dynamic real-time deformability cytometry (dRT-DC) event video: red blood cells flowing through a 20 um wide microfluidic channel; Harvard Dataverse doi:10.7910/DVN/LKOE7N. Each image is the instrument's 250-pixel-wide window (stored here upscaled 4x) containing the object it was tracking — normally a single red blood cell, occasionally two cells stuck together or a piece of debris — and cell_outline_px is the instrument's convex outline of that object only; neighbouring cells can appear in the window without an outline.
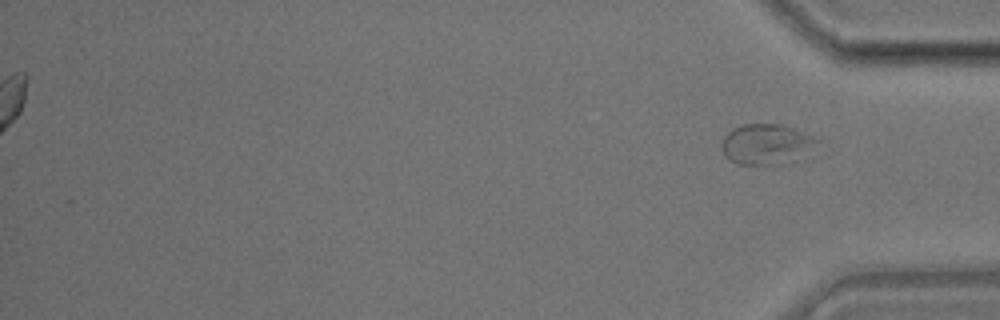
{"species": "common noctule bat (a hibernating species)", "species_latin": "Nyctalus noctula", "temperature_condition": "room temperature", "stored_images_in_passage": 24, "segment_of_instrument_passage": [2, 2], "camera_frame_rate_fps": 3000, "um_per_image_px": 0.085, "animal": {"sex": "male", "body_mass_g": 17.9}, "frame": {"image": 1, "passage_image": 24, "time_ms": 7.667, "image_size_px": [1000, 320], "cell_outline_px": [[824, 140], [784, 164], [736, 164], [728, 160], [724, 156], [724, 136], [732, 128], [740, 124], [780, 124], [792, 128]], "centroid_in_image_um": [65.11, 12.24], "position_along_channel_um": 370.1, "area_um2": 22.08}}